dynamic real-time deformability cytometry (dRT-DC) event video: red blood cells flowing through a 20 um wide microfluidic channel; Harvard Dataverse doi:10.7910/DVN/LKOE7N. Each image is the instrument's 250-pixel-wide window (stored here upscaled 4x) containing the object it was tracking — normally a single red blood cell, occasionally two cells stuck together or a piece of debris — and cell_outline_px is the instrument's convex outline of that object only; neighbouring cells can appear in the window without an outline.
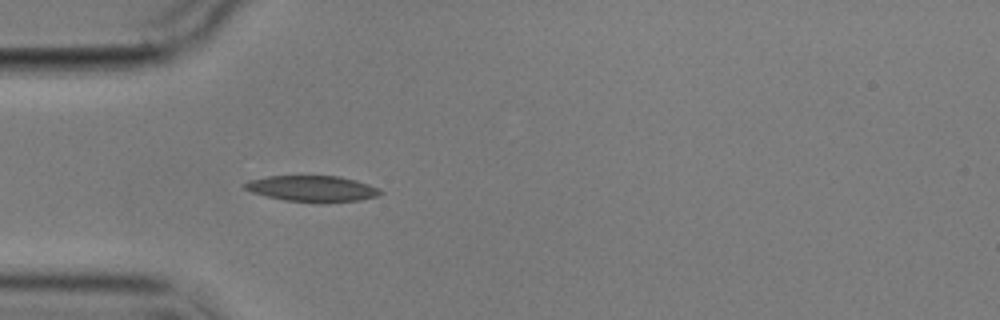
{"species": "common noctule bat (a hibernating species)", "species_latin": "Nyctalus noctula", "temperature_condition": "cold", "stored_images_in_passage": 5, "camera_frame_rate_fps": 3000, "um_per_image_px": 0.085, "animal": {"sex": "male", "body_mass_g": 17.9}, "frame": {"image": 1, "passage_image": 5, "time_ms": 4.667, "image_size_px": [1000, 320], "cell_outline_px": [[384, 192], [376, 196], [360, 200], [324, 204], [320, 204], [284, 200], [252, 192], [244, 188], [244, 184], [248, 180], [268, 176], [340, 176], [356, 180], [380, 188]], "centroid_in_image_um": [26.58, 16.05], "position_along_channel_um": 58.4, "area_um2": 20.87}}